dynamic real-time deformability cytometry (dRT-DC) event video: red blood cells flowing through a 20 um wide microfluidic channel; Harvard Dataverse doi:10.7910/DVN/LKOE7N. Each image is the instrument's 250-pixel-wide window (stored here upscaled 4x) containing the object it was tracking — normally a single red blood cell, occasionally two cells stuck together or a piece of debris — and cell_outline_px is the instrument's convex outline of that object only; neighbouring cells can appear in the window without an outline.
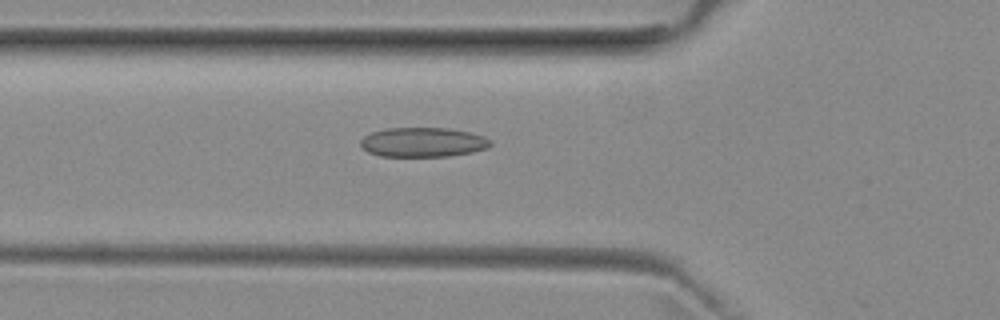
{"species": "common noctule bat (a hibernating species)", "species_latin": "Nyctalus noctula", "temperature_condition": "room temperature", "stored_images_in_passage": 49, "camera_frame_rate_fps": 3000, "um_per_image_px": 0.085, "animal": {"sex": "female", "body_mass_g": 29.2, "forearm_length_mm": 56.3}, "frame": {"image": 1, "passage_image": 18, "time_ms": 5.667, "image_size_px": [1000, 320], "cell_outline_px": [[492, 144], [488, 148], [472, 152], [448, 156], [380, 156], [368, 152], [360, 144], [360, 140], [364, 136], [372, 132], [384, 128], [448, 128], [472, 132], [484, 136], [492, 140]], "centroid_in_image_um": [35.98, 12.08], "position_along_channel_um": 89.8, "area_um2": 22.48}}
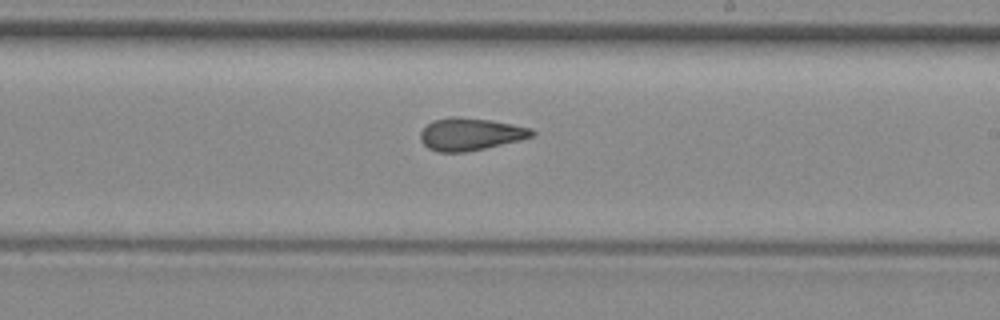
{"frame": {"image": 2, "passage_image": 30, "time_ms": 9.667, "image_size_px": [1000, 320], "cell_outline_px": [[536, 132], [532, 136], [520, 140], [484, 148], [464, 152], [436, 152], [428, 148], [420, 140], [420, 132], [428, 124], [436, 120], [452, 116], [456, 116], [488, 120], [512, 124], [532, 128]], "centroid_in_image_um": [39.97, 11.41], "position_along_channel_um": 249.0, "area_um2": 20.87}}
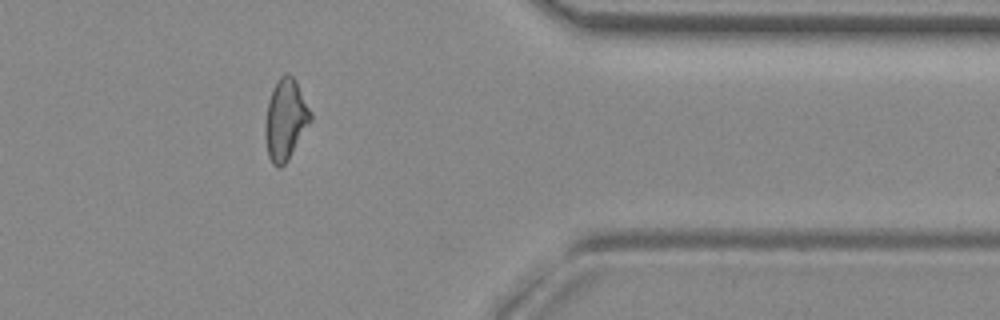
{"frame": {"image": 3, "passage_image": 42, "time_ms": 13.667, "image_size_px": [1000, 320], "cell_outline_px": [[312, 120], [288, 160], [280, 168], [276, 168], [272, 164], [268, 156], [264, 136], [264, 124], [268, 100], [272, 88], [276, 80], [284, 72], [288, 72], [296, 80], [312, 112]], "centroid_in_image_um": [24.25, 10.14], "position_along_channel_um": 387.1, "area_um2": 21.91}, "authors_computed_cell_mechanics": {"area_um2": 21.5594, "velocity_mm_per_s": 3.9614, "shape_relaxation_time_tau1_ms": 9.2861, "shape_relaxation_time_tau2_ms": 2.7268, "deformation_change_tau1": 0.1971, "deformation_change_tau2": 0.1002}}